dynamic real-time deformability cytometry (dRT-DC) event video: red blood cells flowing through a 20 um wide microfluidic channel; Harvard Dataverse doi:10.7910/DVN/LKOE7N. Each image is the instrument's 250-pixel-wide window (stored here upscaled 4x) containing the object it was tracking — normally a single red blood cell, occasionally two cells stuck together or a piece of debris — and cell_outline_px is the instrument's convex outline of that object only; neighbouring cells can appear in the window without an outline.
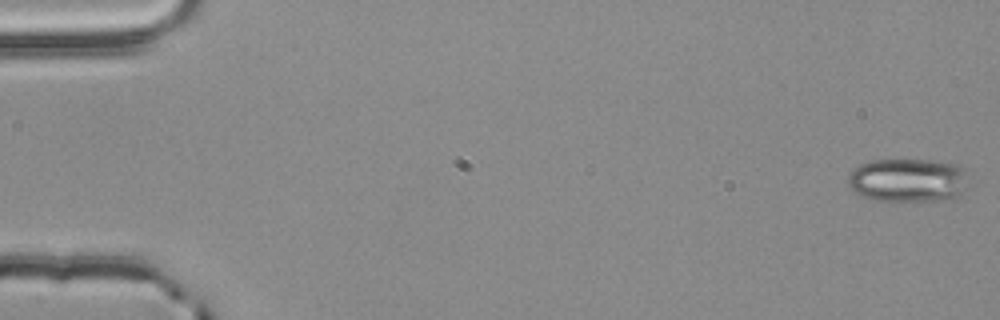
{"species": "common noctule bat (a hibernating species)", "species_latin": "Nyctalus noctula", "temperature_condition": "room temperature", "stored_images_in_passage": 4, "camera_frame_rate_fps": 3000, "um_per_image_px": 0.085, "animal": {"sex": "male", "body_mass_g": 20.4}, "frame": {"image": 1, "passage_image": 1, "time_ms": 0.0, "image_size_px": [1000, 320], "cell_outline_px": [[968, 188], [952, 200], [872, 200], [856, 192], [848, 184], [848, 176], [860, 164], [872, 160], [936, 160], [960, 164], [964, 168]], "centroid_in_image_um": [77.24, 15.3], "position_along_channel_um": 7.8, "area_um2": 30.75}}